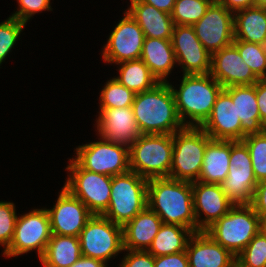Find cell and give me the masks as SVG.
<instances>
[{"label":"cell","instance_id":"cell-16","mask_svg":"<svg viewBox=\"0 0 266 267\" xmlns=\"http://www.w3.org/2000/svg\"><path fill=\"white\" fill-rule=\"evenodd\" d=\"M98 110L94 125L96 136L109 143L129 148L141 135L132 107Z\"/></svg>","mask_w":266,"mask_h":267},{"label":"cell","instance_id":"cell-26","mask_svg":"<svg viewBox=\"0 0 266 267\" xmlns=\"http://www.w3.org/2000/svg\"><path fill=\"white\" fill-rule=\"evenodd\" d=\"M231 141L211 139L206 146L198 181L221 184L229 172Z\"/></svg>","mask_w":266,"mask_h":267},{"label":"cell","instance_id":"cell-42","mask_svg":"<svg viewBox=\"0 0 266 267\" xmlns=\"http://www.w3.org/2000/svg\"><path fill=\"white\" fill-rule=\"evenodd\" d=\"M261 123L266 128V79H259L255 84Z\"/></svg>","mask_w":266,"mask_h":267},{"label":"cell","instance_id":"cell-28","mask_svg":"<svg viewBox=\"0 0 266 267\" xmlns=\"http://www.w3.org/2000/svg\"><path fill=\"white\" fill-rule=\"evenodd\" d=\"M81 256L78 237L51 234L45 253L39 262L43 267H70Z\"/></svg>","mask_w":266,"mask_h":267},{"label":"cell","instance_id":"cell-29","mask_svg":"<svg viewBox=\"0 0 266 267\" xmlns=\"http://www.w3.org/2000/svg\"><path fill=\"white\" fill-rule=\"evenodd\" d=\"M193 234L189 228L163 223L147 251L154 257L186 251Z\"/></svg>","mask_w":266,"mask_h":267},{"label":"cell","instance_id":"cell-19","mask_svg":"<svg viewBox=\"0 0 266 267\" xmlns=\"http://www.w3.org/2000/svg\"><path fill=\"white\" fill-rule=\"evenodd\" d=\"M223 88L234 85H253L259 78L244 63L233 45H229L211 55L209 73Z\"/></svg>","mask_w":266,"mask_h":267},{"label":"cell","instance_id":"cell-3","mask_svg":"<svg viewBox=\"0 0 266 267\" xmlns=\"http://www.w3.org/2000/svg\"><path fill=\"white\" fill-rule=\"evenodd\" d=\"M181 75V83L177 87L173 85L174 81L168 82L178 115L184 126L200 127L209 117L217 96L224 88L210 74Z\"/></svg>","mask_w":266,"mask_h":267},{"label":"cell","instance_id":"cell-4","mask_svg":"<svg viewBox=\"0 0 266 267\" xmlns=\"http://www.w3.org/2000/svg\"><path fill=\"white\" fill-rule=\"evenodd\" d=\"M173 135L141 134L129 147V166L146 179L169 177Z\"/></svg>","mask_w":266,"mask_h":267},{"label":"cell","instance_id":"cell-10","mask_svg":"<svg viewBox=\"0 0 266 267\" xmlns=\"http://www.w3.org/2000/svg\"><path fill=\"white\" fill-rule=\"evenodd\" d=\"M82 256L104 261L123 253V226L103 215H93L78 236Z\"/></svg>","mask_w":266,"mask_h":267},{"label":"cell","instance_id":"cell-36","mask_svg":"<svg viewBox=\"0 0 266 267\" xmlns=\"http://www.w3.org/2000/svg\"><path fill=\"white\" fill-rule=\"evenodd\" d=\"M242 267H266V235L260 231L236 256Z\"/></svg>","mask_w":266,"mask_h":267},{"label":"cell","instance_id":"cell-43","mask_svg":"<svg viewBox=\"0 0 266 267\" xmlns=\"http://www.w3.org/2000/svg\"><path fill=\"white\" fill-rule=\"evenodd\" d=\"M218 2L233 14L254 6V0H218Z\"/></svg>","mask_w":266,"mask_h":267},{"label":"cell","instance_id":"cell-27","mask_svg":"<svg viewBox=\"0 0 266 267\" xmlns=\"http://www.w3.org/2000/svg\"><path fill=\"white\" fill-rule=\"evenodd\" d=\"M234 39L266 46V8L253 6L234 13Z\"/></svg>","mask_w":266,"mask_h":267},{"label":"cell","instance_id":"cell-45","mask_svg":"<svg viewBox=\"0 0 266 267\" xmlns=\"http://www.w3.org/2000/svg\"><path fill=\"white\" fill-rule=\"evenodd\" d=\"M109 264H106L104 261L81 256L73 265L70 267H108Z\"/></svg>","mask_w":266,"mask_h":267},{"label":"cell","instance_id":"cell-34","mask_svg":"<svg viewBox=\"0 0 266 267\" xmlns=\"http://www.w3.org/2000/svg\"><path fill=\"white\" fill-rule=\"evenodd\" d=\"M242 141L249 149L252 168L257 182L266 180V129L261 133L246 135Z\"/></svg>","mask_w":266,"mask_h":267},{"label":"cell","instance_id":"cell-32","mask_svg":"<svg viewBox=\"0 0 266 267\" xmlns=\"http://www.w3.org/2000/svg\"><path fill=\"white\" fill-rule=\"evenodd\" d=\"M240 53L244 63L259 79H266V46L242 40L232 43Z\"/></svg>","mask_w":266,"mask_h":267},{"label":"cell","instance_id":"cell-14","mask_svg":"<svg viewBox=\"0 0 266 267\" xmlns=\"http://www.w3.org/2000/svg\"><path fill=\"white\" fill-rule=\"evenodd\" d=\"M193 28L204 48L212 55L233 43L234 14L218 1H213Z\"/></svg>","mask_w":266,"mask_h":267},{"label":"cell","instance_id":"cell-1","mask_svg":"<svg viewBox=\"0 0 266 267\" xmlns=\"http://www.w3.org/2000/svg\"><path fill=\"white\" fill-rule=\"evenodd\" d=\"M147 206L163 223L180 225L197 232L191 182L170 177L149 179Z\"/></svg>","mask_w":266,"mask_h":267},{"label":"cell","instance_id":"cell-33","mask_svg":"<svg viewBox=\"0 0 266 267\" xmlns=\"http://www.w3.org/2000/svg\"><path fill=\"white\" fill-rule=\"evenodd\" d=\"M214 0H176L171 17L174 25L193 26Z\"/></svg>","mask_w":266,"mask_h":267},{"label":"cell","instance_id":"cell-13","mask_svg":"<svg viewBox=\"0 0 266 267\" xmlns=\"http://www.w3.org/2000/svg\"><path fill=\"white\" fill-rule=\"evenodd\" d=\"M107 37L101 51L102 60L106 64L114 66L124 61L140 59L145 36L140 26L126 10Z\"/></svg>","mask_w":266,"mask_h":267},{"label":"cell","instance_id":"cell-7","mask_svg":"<svg viewBox=\"0 0 266 267\" xmlns=\"http://www.w3.org/2000/svg\"><path fill=\"white\" fill-rule=\"evenodd\" d=\"M148 179L133 171L112 176L111 195L104 217L124 226L147 207Z\"/></svg>","mask_w":266,"mask_h":267},{"label":"cell","instance_id":"cell-20","mask_svg":"<svg viewBox=\"0 0 266 267\" xmlns=\"http://www.w3.org/2000/svg\"><path fill=\"white\" fill-rule=\"evenodd\" d=\"M211 139L241 141V121L237 119L236 105L223 89L207 120L200 126Z\"/></svg>","mask_w":266,"mask_h":267},{"label":"cell","instance_id":"cell-35","mask_svg":"<svg viewBox=\"0 0 266 267\" xmlns=\"http://www.w3.org/2000/svg\"><path fill=\"white\" fill-rule=\"evenodd\" d=\"M26 26V23L11 16L0 23V66L13 51L12 49L16 46V42Z\"/></svg>","mask_w":266,"mask_h":267},{"label":"cell","instance_id":"cell-21","mask_svg":"<svg viewBox=\"0 0 266 267\" xmlns=\"http://www.w3.org/2000/svg\"><path fill=\"white\" fill-rule=\"evenodd\" d=\"M186 255L189 267H231L236 262V256L205 231L195 232L191 236Z\"/></svg>","mask_w":266,"mask_h":267},{"label":"cell","instance_id":"cell-2","mask_svg":"<svg viewBox=\"0 0 266 267\" xmlns=\"http://www.w3.org/2000/svg\"><path fill=\"white\" fill-rule=\"evenodd\" d=\"M132 109L141 134L173 135L185 127L168 82H159L150 90L136 93Z\"/></svg>","mask_w":266,"mask_h":267},{"label":"cell","instance_id":"cell-17","mask_svg":"<svg viewBox=\"0 0 266 267\" xmlns=\"http://www.w3.org/2000/svg\"><path fill=\"white\" fill-rule=\"evenodd\" d=\"M55 202L53 207L46 208L50 218L51 234L78 237L93 214L81 200L63 186Z\"/></svg>","mask_w":266,"mask_h":267},{"label":"cell","instance_id":"cell-23","mask_svg":"<svg viewBox=\"0 0 266 267\" xmlns=\"http://www.w3.org/2000/svg\"><path fill=\"white\" fill-rule=\"evenodd\" d=\"M224 90L236 105L237 119L241 121V141L246 135L263 132L266 128L261 123L254 84L234 85Z\"/></svg>","mask_w":266,"mask_h":267},{"label":"cell","instance_id":"cell-22","mask_svg":"<svg viewBox=\"0 0 266 267\" xmlns=\"http://www.w3.org/2000/svg\"><path fill=\"white\" fill-rule=\"evenodd\" d=\"M126 11L142 29L145 38L171 40L174 22L171 14L140 0H129Z\"/></svg>","mask_w":266,"mask_h":267},{"label":"cell","instance_id":"cell-40","mask_svg":"<svg viewBox=\"0 0 266 267\" xmlns=\"http://www.w3.org/2000/svg\"><path fill=\"white\" fill-rule=\"evenodd\" d=\"M154 267H189L186 251L154 257Z\"/></svg>","mask_w":266,"mask_h":267},{"label":"cell","instance_id":"cell-39","mask_svg":"<svg viewBox=\"0 0 266 267\" xmlns=\"http://www.w3.org/2000/svg\"><path fill=\"white\" fill-rule=\"evenodd\" d=\"M123 252V258L120 259L118 267H154V256L147 250L123 249Z\"/></svg>","mask_w":266,"mask_h":267},{"label":"cell","instance_id":"cell-12","mask_svg":"<svg viewBox=\"0 0 266 267\" xmlns=\"http://www.w3.org/2000/svg\"><path fill=\"white\" fill-rule=\"evenodd\" d=\"M229 172L221 183L226 196L234 204H251L258 184L249 149L243 141H231Z\"/></svg>","mask_w":266,"mask_h":267},{"label":"cell","instance_id":"cell-8","mask_svg":"<svg viewBox=\"0 0 266 267\" xmlns=\"http://www.w3.org/2000/svg\"><path fill=\"white\" fill-rule=\"evenodd\" d=\"M67 164L68 177L63 187L81 200L93 215H103L110 203L112 176L83 169L72 158Z\"/></svg>","mask_w":266,"mask_h":267},{"label":"cell","instance_id":"cell-41","mask_svg":"<svg viewBox=\"0 0 266 267\" xmlns=\"http://www.w3.org/2000/svg\"><path fill=\"white\" fill-rule=\"evenodd\" d=\"M250 205L257 215H266V180L258 182Z\"/></svg>","mask_w":266,"mask_h":267},{"label":"cell","instance_id":"cell-38","mask_svg":"<svg viewBox=\"0 0 266 267\" xmlns=\"http://www.w3.org/2000/svg\"><path fill=\"white\" fill-rule=\"evenodd\" d=\"M18 7L11 17H14L21 22L28 23L35 14L42 13L43 11H53L51 7V0H17Z\"/></svg>","mask_w":266,"mask_h":267},{"label":"cell","instance_id":"cell-46","mask_svg":"<svg viewBox=\"0 0 266 267\" xmlns=\"http://www.w3.org/2000/svg\"><path fill=\"white\" fill-rule=\"evenodd\" d=\"M258 216H259L260 232L266 235V215H258Z\"/></svg>","mask_w":266,"mask_h":267},{"label":"cell","instance_id":"cell-31","mask_svg":"<svg viewBox=\"0 0 266 267\" xmlns=\"http://www.w3.org/2000/svg\"><path fill=\"white\" fill-rule=\"evenodd\" d=\"M135 93L111 78L103 85L99 95V108L132 107Z\"/></svg>","mask_w":266,"mask_h":267},{"label":"cell","instance_id":"cell-30","mask_svg":"<svg viewBox=\"0 0 266 267\" xmlns=\"http://www.w3.org/2000/svg\"><path fill=\"white\" fill-rule=\"evenodd\" d=\"M116 66L119 75L113 78L135 94L150 90L159 83L141 59L124 61Z\"/></svg>","mask_w":266,"mask_h":267},{"label":"cell","instance_id":"cell-9","mask_svg":"<svg viewBox=\"0 0 266 267\" xmlns=\"http://www.w3.org/2000/svg\"><path fill=\"white\" fill-rule=\"evenodd\" d=\"M19 214L9 247L2 251L6 258L18 257L36 250L38 260L44 255L51 238L50 218L45 207L32 208Z\"/></svg>","mask_w":266,"mask_h":267},{"label":"cell","instance_id":"cell-18","mask_svg":"<svg viewBox=\"0 0 266 267\" xmlns=\"http://www.w3.org/2000/svg\"><path fill=\"white\" fill-rule=\"evenodd\" d=\"M192 191L197 232L205 231L235 205L226 196L221 184L195 181L192 182Z\"/></svg>","mask_w":266,"mask_h":267},{"label":"cell","instance_id":"cell-44","mask_svg":"<svg viewBox=\"0 0 266 267\" xmlns=\"http://www.w3.org/2000/svg\"><path fill=\"white\" fill-rule=\"evenodd\" d=\"M148 5L154 6L160 11L171 14L176 0H140Z\"/></svg>","mask_w":266,"mask_h":267},{"label":"cell","instance_id":"cell-47","mask_svg":"<svg viewBox=\"0 0 266 267\" xmlns=\"http://www.w3.org/2000/svg\"><path fill=\"white\" fill-rule=\"evenodd\" d=\"M254 6L266 8V0H254Z\"/></svg>","mask_w":266,"mask_h":267},{"label":"cell","instance_id":"cell-5","mask_svg":"<svg viewBox=\"0 0 266 267\" xmlns=\"http://www.w3.org/2000/svg\"><path fill=\"white\" fill-rule=\"evenodd\" d=\"M260 231L259 216L250 204H235L205 232L237 256Z\"/></svg>","mask_w":266,"mask_h":267},{"label":"cell","instance_id":"cell-6","mask_svg":"<svg viewBox=\"0 0 266 267\" xmlns=\"http://www.w3.org/2000/svg\"><path fill=\"white\" fill-rule=\"evenodd\" d=\"M211 140L201 127L185 126L173 134V156L169 177L198 181L207 143Z\"/></svg>","mask_w":266,"mask_h":267},{"label":"cell","instance_id":"cell-25","mask_svg":"<svg viewBox=\"0 0 266 267\" xmlns=\"http://www.w3.org/2000/svg\"><path fill=\"white\" fill-rule=\"evenodd\" d=\"M140 59L158 82H169L168 76L177 67L171 40L145 38Z\"/></svg>","mask_w":266,"mask_h":267},{"label":"cell","instance_id":"cell-15","mask_svg":"<svg viewBox=\"0 0 266 267\" xmlns=\"http://www.w3.org/2000/svg\"><path fill=\"white\" fill-rule=\"evenodd\" d=\"M171 43L175 52L177 67L183 74H209L211 54L197 38L193 26L174 25Z\"/></svg>","mask_w":266,"mask_h":267},{"label":"cell","instance_id":"cell-48","mask_svg":"<svg viewBox=\"0 0 266 267\" xmlns=\"http://www.w3.org/2000/svg\"><path fill=\"white\" fill-rule=\"evenodd\" d=\"M231 267H242L237 261Z\"/></svg>","mask_w":266,"mask_h":267},{"label":"cell","instance_id":"cell-11","mask_svg":"<svg viewBox=\"0 0 266 267\" xmlns=\"http://www.w3.org/2000/svg\"><path fill=\"white\" fill-rule=\"evenodd\" d=\"M72 159L83 169L115 176L130 171L129 148L109 143L103 138L78 145Z\"/></svg>","mask_w":266,"mask_h":267},{"label":"cell","instance_id":"cell-37","mask_svg":"<svg viewBox=\"0 0 266 267\" xmlns=\"http://www.w3.org/2000/svg\"><path fill=\"white\" fill-rule=\"evenodd\" d=\"M16 205L13 201H0V246L5 251L13 238L17 220Z\"/></svg>","mask_w":266,"mask_h":267},{"label":"cell","instance_id":"cell-24","mask_svg":"<svg viewBox=\"0 0 266 267\" xmlns=\"http://www.w3.org/2000/svg\"><path fill=\"white\" fill-rule=\"evenodd\" d=\"M163 224L148 206L123 226V249L147 250Z\"/></svg>","mask_w":266,"mask_h":267}]
</instances>
